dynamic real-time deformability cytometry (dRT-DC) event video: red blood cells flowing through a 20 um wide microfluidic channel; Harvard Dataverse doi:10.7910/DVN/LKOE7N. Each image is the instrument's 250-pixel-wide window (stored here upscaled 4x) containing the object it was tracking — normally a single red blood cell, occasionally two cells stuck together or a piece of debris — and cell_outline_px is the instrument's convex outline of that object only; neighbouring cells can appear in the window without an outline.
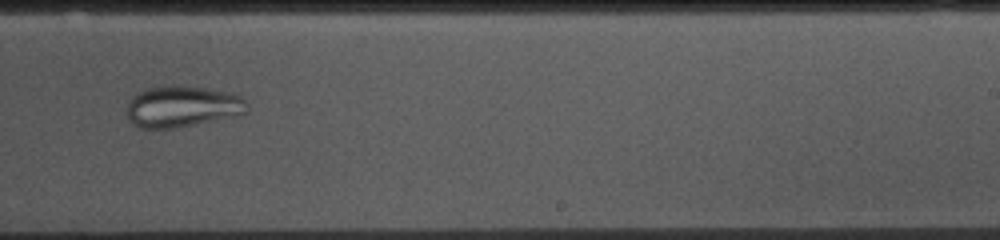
{"species": "common noctule bat (a hibernating species)", "species_latin": "Nyctalus noctula", "temperature_condition": "cold", "stored_images_in_passage": 51, "camera_frame_rate_fps": 3000, "um_per_image_px": 0.085, "animal": {"sex": "female", "body_mass_g": 10.0, "forearm_length_mm": 53.1}, "frame": {"image": 1, "passage_image": 30, "time_ms": 9.667, "image_size_px": [1000, 240], "cell_outline_px": [[248, 112], [240, 116], [176, 128], [140, 128], [132, 124], [128, 120], [128, 100], [132, 96], [148, 88], [168, 84], [208, 88], [228, 92], [240, 96], [248, 100]], "centroid_in_image_um": [15.54, 9.06], "position_along_channel_um": 273.5, "area_um2": 29.54}}